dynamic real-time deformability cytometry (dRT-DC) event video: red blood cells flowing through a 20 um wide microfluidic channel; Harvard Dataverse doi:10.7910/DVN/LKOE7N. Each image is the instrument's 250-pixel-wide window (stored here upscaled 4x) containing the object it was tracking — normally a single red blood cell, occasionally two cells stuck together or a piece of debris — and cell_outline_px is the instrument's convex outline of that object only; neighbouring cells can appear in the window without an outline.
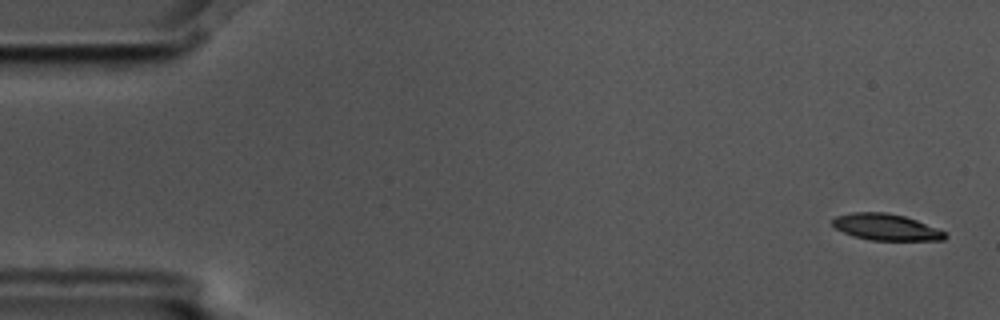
{"species": "common noctule bat (a hibernating species)", "species_latin": "Nyctalus noctula", "temperature_condition": "cold", "stored_images_in_passage": 5, "camera_frame_rate_fps": 3000, "um_per_image_px": 0.085, "animal": {"sex": "male", "body_mass_g": 17.5, "forearm_length_mm": 52.3}, "frame": {"image": 1, "passage_image": 1, "time_ms": 0.0, "image_size_px": [1000, 320], "cell_outline_px": [[948, 236], [944, 240], [868, 240], [852, 236], [836, 228], [832, 224], [832, 220], [836, 216], [852, 212], [884, 212], [904, 216], [916, 220], [936, 228], [944, 232]], "centroid_in_image_um": [75.29, 19.31], "position_along_channel_um": 9.7, "area_um2": 17.22}}
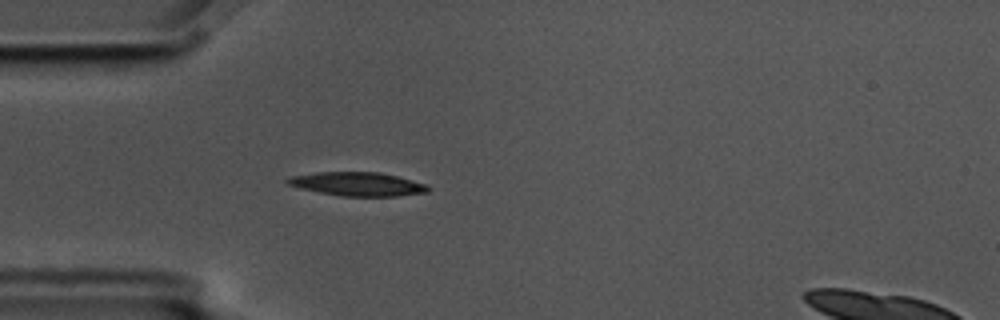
{"frame": {"image": 2, "passage_image": 5, "time_ms": 1.333, "image_size_px": [1000, 320], "cell_outline_px": [[432, 188], [428, 192], [396, 196], [340, 196], [300, 188], [288, 184], [284, 180], [288, 176], [316, 172], [380, 172], [428, 184]], "centroid_in_image_um": [30.4, 15.64], "position_along_channel_um": 54.6, "area_um2": 19.54}}